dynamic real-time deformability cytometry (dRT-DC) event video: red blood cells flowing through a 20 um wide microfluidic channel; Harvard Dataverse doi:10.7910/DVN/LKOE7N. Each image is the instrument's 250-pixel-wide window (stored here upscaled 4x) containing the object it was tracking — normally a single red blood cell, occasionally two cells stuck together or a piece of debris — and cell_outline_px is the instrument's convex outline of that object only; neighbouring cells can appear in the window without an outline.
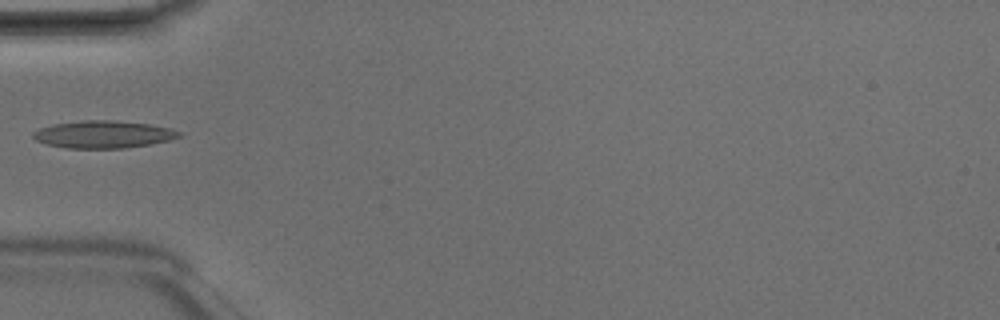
{"species": "Egyptian fruit bat (a non-hibernating species)", "species_latin": "Rousettus aegyptiacus", "temperature_condition": "room temperature", "stored_images_in_passage": 5, "camera_frame_rate_fps": 3000, "um_per_image_px": 0.085, "animal": {"sex": "male"}, "frame": {"image": 1, "passage_image": 4, "time_ms": 1.0, "image_size_px": [1000, 320], "cell_outline_px": [[180, 136], [168, 140], [148, 144], [124, 148], [68, 148], [44, 144], [36, 140], [32, 136], [32, 132], [40, 128], [52, 124], [84, 120], [112, 120], [148, 124], [172, 128], [180, 132]], "centroid_in_image_um": [8.73, 11.42], "position_along_channel_um": 76.3, "area_um2": 23.18}}